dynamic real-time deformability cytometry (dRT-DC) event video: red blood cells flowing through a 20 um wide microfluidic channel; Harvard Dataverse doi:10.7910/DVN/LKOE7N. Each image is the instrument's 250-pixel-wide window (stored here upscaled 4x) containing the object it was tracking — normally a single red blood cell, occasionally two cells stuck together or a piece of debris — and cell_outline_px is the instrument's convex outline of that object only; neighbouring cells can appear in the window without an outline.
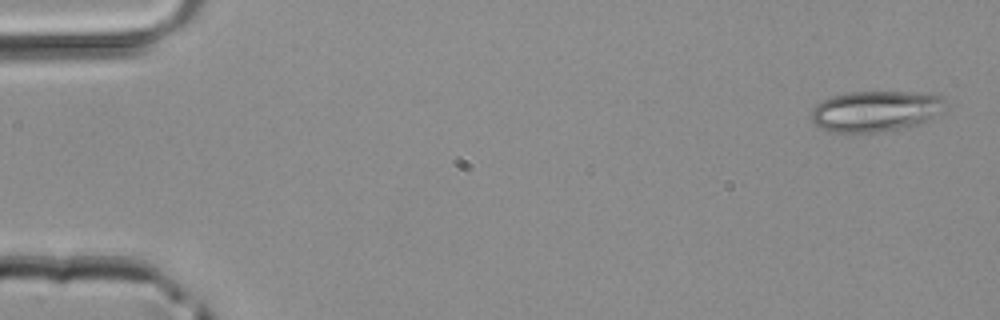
{"species": "common noctule bat (a hibernating species)", "species_latin": "Nyctalus noctula", "temperature_condition": "room temperature", "stored_images_in_passage": 4, "camera_frame_rate_fps": 3000, "um_per_image_px": 0.085, "animal": {"sex": "male", "body_mass_g": 20.4}, "frame": {"image": 1, "passage_image": 1, "time_ms": 0.0, "image_size_px": [1000, 320], "cell_outline_px": [[944, 112], [920, 124], [876, 132], [832, 132], [820, 128], [812, 120], [812, 108], [820, 100], [832, 96], [848, 92], [936, 92], [944, 96]], "centroid_in_image_um": [74.47, 9.42], "position_along_channel_um": 10.5, "area_um2": 32.25}}